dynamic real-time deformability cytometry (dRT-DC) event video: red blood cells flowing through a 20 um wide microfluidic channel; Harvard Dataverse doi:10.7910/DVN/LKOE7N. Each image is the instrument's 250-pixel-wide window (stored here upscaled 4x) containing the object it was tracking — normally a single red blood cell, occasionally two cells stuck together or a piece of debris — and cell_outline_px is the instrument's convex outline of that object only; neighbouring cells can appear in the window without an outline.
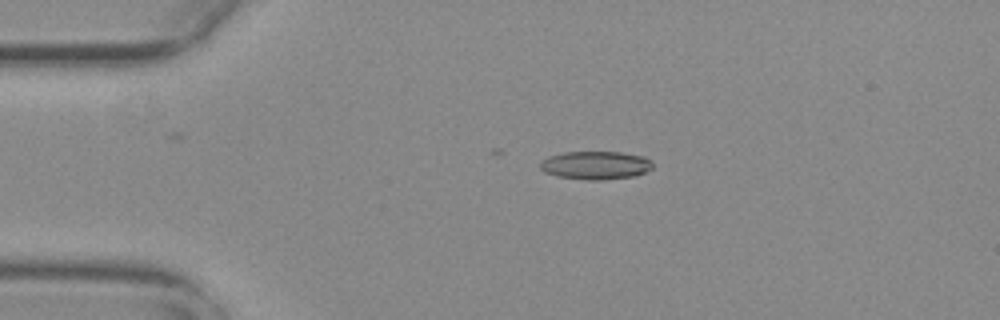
{"species": "common noctule bat (a hibernating species)", "species_latin": "Nyctalus noctula", "temperature_condition": "warm", "stored_images_in_passage": 33, "camera_frame_rate_fps": 3000, "um_per_image_px": 0.085, "animal": {"sex": "female", "body_mass_g": 29.2, "forearm_length_mm": 56.3}, "frame": {"image": 1, "passage_image": 11, "time_ms": 3.333, "image_size_px": [1000, 320], "cell_outline_px": [[652, 168], [636, 176], [604, 180], [588, 180], [556, 176], [544, 172], [540, 168], [540, 160], [548, 156], [564, 152], [624, 152], [644, 156], [652, 160]], "centroid_in_image_um": [50.62, 14.04], "position_along_channel_um": 34.4, "area_um2": 18.79}}
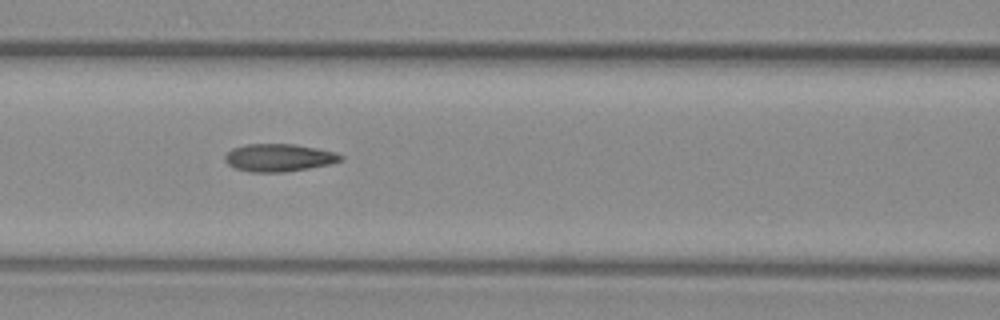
{"frame": {"image": 2, "passage_image": 23, "time_ms": 7.333, "image_size_px": [1000, 320], "cell_outline_px": [[344, 160], [332, 164], [284, 172], [252, 172], [236, 168], [228, 164], [224, 160], [224, 156], [232, 148], [244, 144], [296, 144], [336, 152], [344, 156]], "centroid_in_image_um": [23.74, 13.39], "position_along_channel_um": 142.9, "area_um2": 18.79}}
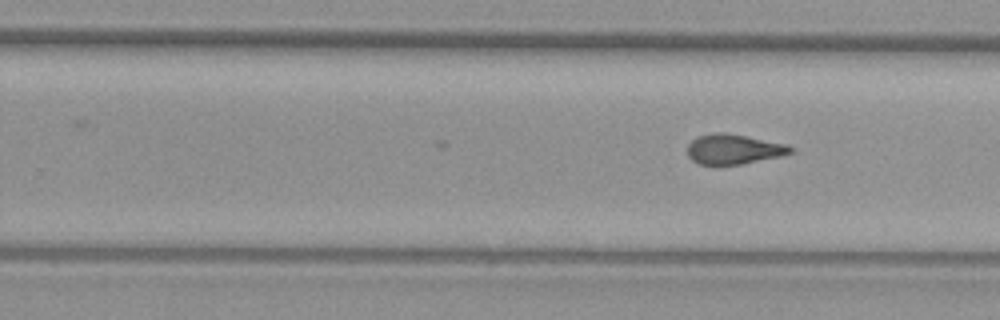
{"frame": {"image": 3, "passage_image": 33, "time_ms": 10.667, "image_size_px": [1000, 320], "cell_outline_px": [[792, 152], [780, 156], [740, 164], [716, 168], [712, 168], [700, 164], [692, 160], [688, 156], [688, 144], [696, 136], [716, 132], [724, 132], [788, 144], [792, 148]], "centroid_in_image_um": [62.29, 12.71], "position_along_channel_um": 267.5, "area_um2": 18.44}}